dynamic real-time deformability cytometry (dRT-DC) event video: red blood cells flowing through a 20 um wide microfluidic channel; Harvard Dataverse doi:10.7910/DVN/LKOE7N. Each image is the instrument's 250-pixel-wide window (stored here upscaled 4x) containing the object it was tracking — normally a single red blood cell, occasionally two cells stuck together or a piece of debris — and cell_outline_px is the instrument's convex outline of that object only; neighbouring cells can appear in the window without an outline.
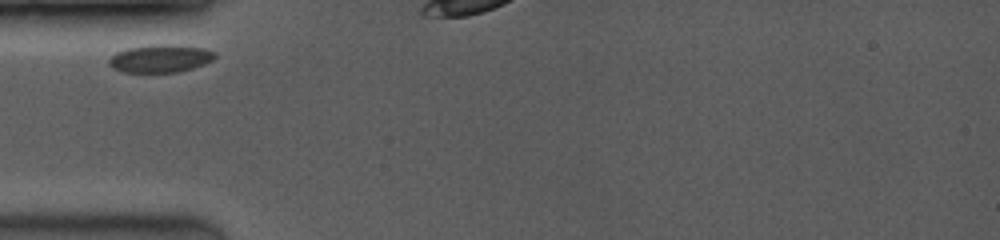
{"species": "common noctule bat (a hibernating species)", "species_latin": "Nyctalus noctula", "temperature_condition": "room temperature", "stored_images_in_passage": 6, "camera_frame_rate_fps": 3500, "um_per_image_px": 0.085, "animal": {"sex": "female", "body_mass_g": 19.0, "forearm_length_mm": 53.3}, "frame": {"image": 1, "passage_image": 1, "time_ms": 0.0, "image_size_px": [1000, 240], "cell_outline_px": [[216, 56], [212, 60], [204, 64], [180, 72], [124, 72], [112, 68], [108, 64], [108, 60], [116, 52], [128, 48], [156, 44], [176, 44], [204, 48], [216, 52]], "centroid_in_image_um": [13.64, 4.96], "position_along_channel_um": 71.4, "area_um2": 17.28}}
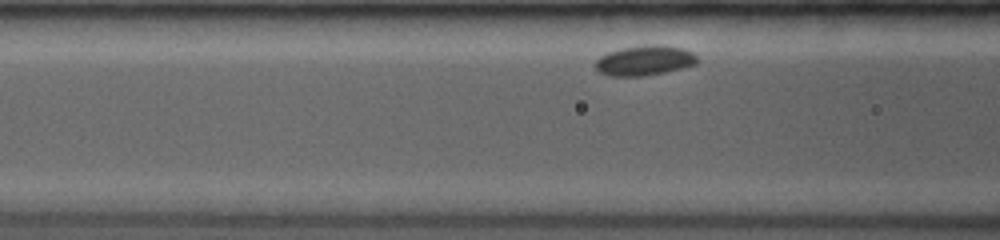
{"frame": {"image": 2, "passage_image": 4, "time_ms": 1.143, "image_size_px": [1000, 240], "cell_outline_px": [[696, 64], [664, 72], [644, 76], [608, 76], [600, 72], [596, 68], [596, 60], [600, 56], [608, 52], [620, 48], [652, 44], [660, 44], [684, 48], [692, 52], [696, 56]], "centroid_in_image_um": [54.77, 5.13], "position_along_channel_um": 111.8, "area_um2": 17.74}}